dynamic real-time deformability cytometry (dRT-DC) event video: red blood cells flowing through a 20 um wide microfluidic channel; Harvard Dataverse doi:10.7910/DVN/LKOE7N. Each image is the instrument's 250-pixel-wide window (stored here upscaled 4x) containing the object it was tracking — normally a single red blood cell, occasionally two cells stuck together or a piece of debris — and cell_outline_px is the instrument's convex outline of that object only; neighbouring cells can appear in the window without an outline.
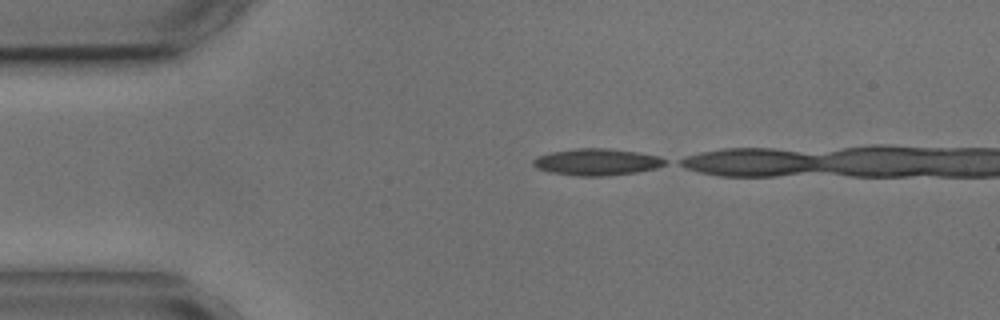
{"species": "common noctule bat (a hibernating species)", "species_latin": "Nyctalus noctula", "temperature_condition": "cold", "stored_images_in_passage": 3, "camera_frame_rate_fps": 3000, "um_per_image_px": 0.085, "animal": {"sex": "male", "body_mass_g": 17.9, "forearm_length_mm": 54.2}, "frame": {"image": 1, "passage_image": 1, "time_ms": 0.0, "image_size_px": [1000, 320], "cell_outline_px": [[668, 160], [664, 164], [656, 168], [636, 172], [604, 176], [576, 176], [548, 172], [536, 168], [532, 164], [532, 160], [536, 156], [552, 152], [576, 148], [608, 148], [636, 152], [660, 156]], "centroid_in_image_um": [50.69, 13.77], "position_along_channel_um": 34.3, "area_um2": 20.63}}